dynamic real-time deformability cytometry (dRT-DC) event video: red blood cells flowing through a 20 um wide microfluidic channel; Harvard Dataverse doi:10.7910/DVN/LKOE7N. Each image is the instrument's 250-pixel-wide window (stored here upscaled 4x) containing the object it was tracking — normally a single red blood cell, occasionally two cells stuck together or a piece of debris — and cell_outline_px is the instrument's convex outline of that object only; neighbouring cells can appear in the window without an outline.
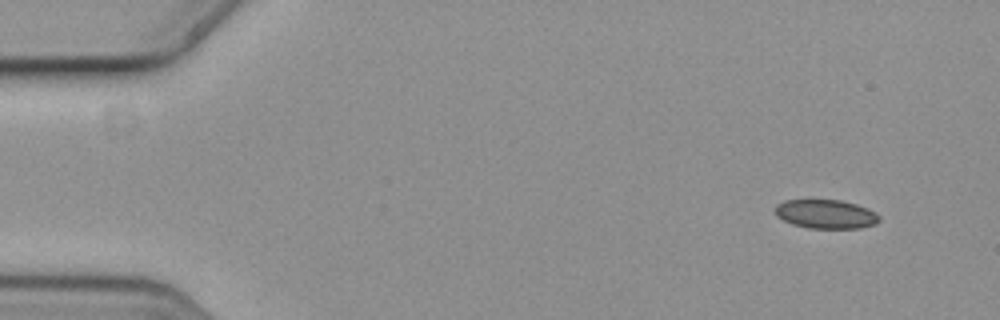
{"species": "common noctule bat (a hibernating species)", "species_latin": "Nyctalus noctula", "temperature_condition": "cold", "stored_images_in_passage": 4, "camera_frame_rate_fps": 3000, "um_per_image_px": 0.085, "animal": {"sex": "female", "body_mass_g": 19.3, "forearm_length_mm": 54.1}, "frame": {"image": 1, "passage_image": 1, "time_ms": 0.0, "image_size_px": [1000, 320], "cell_outline_px": [[880, 220], [876, 224], [860, 228], [808, 228], [792, 224], [776, 216], [776, 204], [784, 200], [840, 200], [856, 204], [868, 208], [876, 212], [880, 216]], "centroid_in_image_um": [70.22, 18.2], "position_along_channel_um": 14.8, "area_um2": 17.63}}
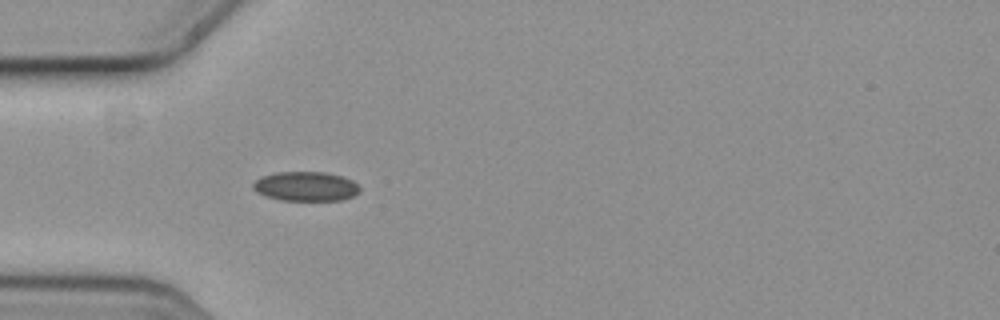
{"frame": {"image": 2, "passage_image": 4, "time_ms": 1.0, "image_size_px": [1000, 320], "cell_outline_px": [[360, 192], [344, 200], [280, 200], [264, 196], [256, 192], [252, 188], [252, 184], [260, 176], [276, 172], [324, 172], [344, 176], [352, 180], [360, 188]], "centroid_in_image_um": [25.97, 15.84], "position_along_channel_um": 59.0, "area_um2": 18.5}}